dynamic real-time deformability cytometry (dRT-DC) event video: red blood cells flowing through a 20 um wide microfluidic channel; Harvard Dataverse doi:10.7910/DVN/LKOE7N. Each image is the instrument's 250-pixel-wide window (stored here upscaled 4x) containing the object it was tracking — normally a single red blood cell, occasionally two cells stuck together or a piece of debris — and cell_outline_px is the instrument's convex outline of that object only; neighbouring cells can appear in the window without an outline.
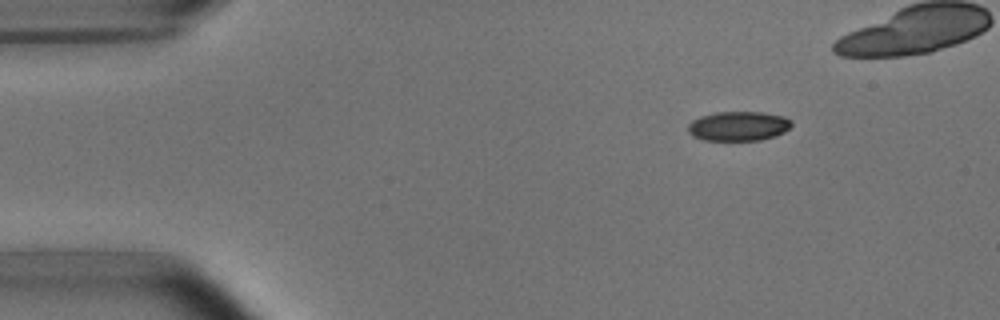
{"species": "common noctule bat (a hibernating species)", "species_latin": "Nyctalus noctula", "temperature_condition": "room temperature", "stored_images_in_passage": 4, "camera_frame_rate_fps": 3000, "um_per_image_px": 0.085, "animal": {"sex": "male", "body_mass_g": 15.6}, "frame": {"image": 1, "passage_image": 1, "time_ms": 0.0, "image_size_px": [1000, 320], "cell_outline_px": [[792, 124], [784, 132], [776, 136], [760, 140], [704, 140], [692, 136], [688, 132], [688, 124], [692, 120], [700, 116], [716, 112], [760, 112], [784, 116], [792, 120]], "centroid_in_image_um": [62.76, 10.72], "position_along_channel_um": 22.2, "area_um2": 17.86}}